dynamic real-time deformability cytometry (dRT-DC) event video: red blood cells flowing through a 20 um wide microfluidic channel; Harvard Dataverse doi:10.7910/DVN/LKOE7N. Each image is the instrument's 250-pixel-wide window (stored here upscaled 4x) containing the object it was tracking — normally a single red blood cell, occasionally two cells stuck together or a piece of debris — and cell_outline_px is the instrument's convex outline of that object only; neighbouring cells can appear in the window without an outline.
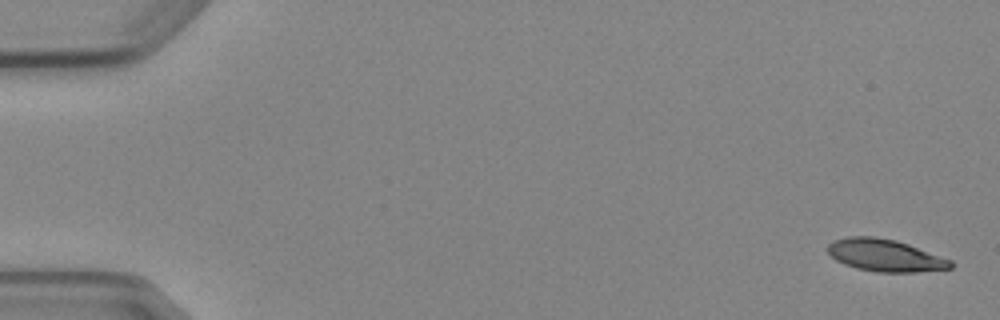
{"species": "Egyptian fruit bat (a non-hibernating species)", "species_latin": "Rousettus aegyptiacus", "temperature_condition": "cold", "stored_images_in_passage": 7, "camera_frame_rate_fps": 3000, "um_per_image_px": 0.085, "animal": {"sex": "female"}, "frame": {"image": 1, "passage_image": 1, "time_ms": 0.0, "image_size_px": [1000, 320], "cell_outline_px": [[952, 268], [916, 272], [876, 272], [856, 268], [844, 264], [836, 260], [828, 252], [828, 244], [832, 240], [848, 236], [872, 236], [896, 240], [908, 244], [952, 260]], "centroid_in_image_um": [75.21, 21.7], "position_along_channel_um": 9.8, "area_um2": 23.06}}
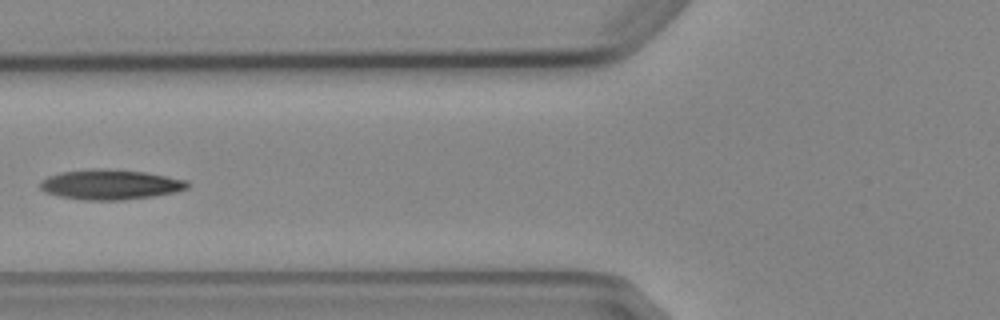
{"frame": {"image": 2, "passage_image": 6, "time_ms": 6.667, "image_size_px": [1000, 320], "cell_outline_px": [[192, 184], [188, 188], [172, 192], [152, 196], [124, 200], [84, 200], [60, 196], [44, 192], [40, 188], [40, 180], [48, 176], [60, 172], [100, 168], [144, 172], [188, 180]], "centroid_in_image_um": [9.37, 15.68], "position_along_channel_um": 116.4, "area_um2": 25.72}}
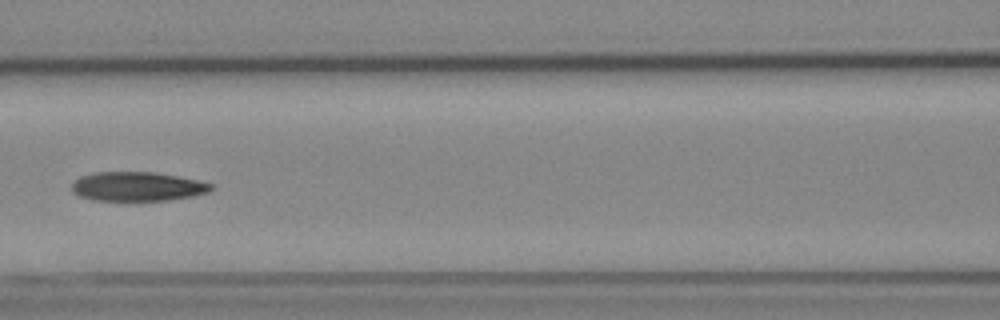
{"frame": {"image": 3, "passage_image": 7, "time_ms": 7.667, "image_size_px": [1000, 320], "cell_outline_px": [[216, 188], [208, 192], [192, 196], [168, 200], [136, 204], [92, 200], [80, 196], [72, 192], [72, 184], [80, 176], [92, 172], [156, 172], [196, 180], [212, 184]], "centroid_in_image_um": [11.65, 15.9], "position_along_channel_um": 155.0, "area_um2": 24.74}}